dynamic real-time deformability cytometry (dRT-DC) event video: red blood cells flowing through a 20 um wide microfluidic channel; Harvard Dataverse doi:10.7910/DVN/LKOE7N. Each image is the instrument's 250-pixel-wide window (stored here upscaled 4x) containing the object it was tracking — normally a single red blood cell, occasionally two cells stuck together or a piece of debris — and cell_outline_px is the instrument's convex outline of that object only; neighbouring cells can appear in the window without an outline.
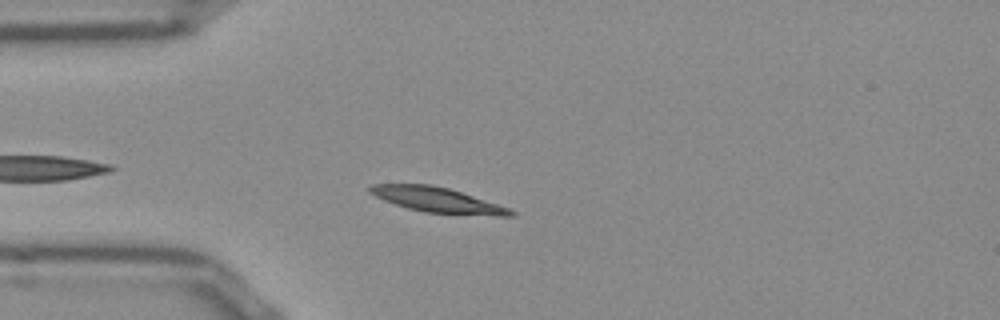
{"species": "Egyptian fruit bat (a non-hibernating species)", "species_latin": "Rousettus aegyptiacus", "temperature_condition": "room temperature", "stored_images_in_passage": 44, "camera_frame_rate_fps": 3000, "um_per_image_px": 0.085, "frame": {"image": 1, "passage_image": 5, "time_ms": 1.333, "image_size_px": [1000, 320], "cell_outline_px": [[516, 216], [496, 216], [424, 212], [408, 208], [384, 200], [368, 192], [368, 188], [372, 184], [432, 184], [448, 188], [508, 208], [516, 212]], "centroid_in_image_um": [37.16, 16.99], "position_along_channel_um": 47.8, "area_um2": 20.23}}
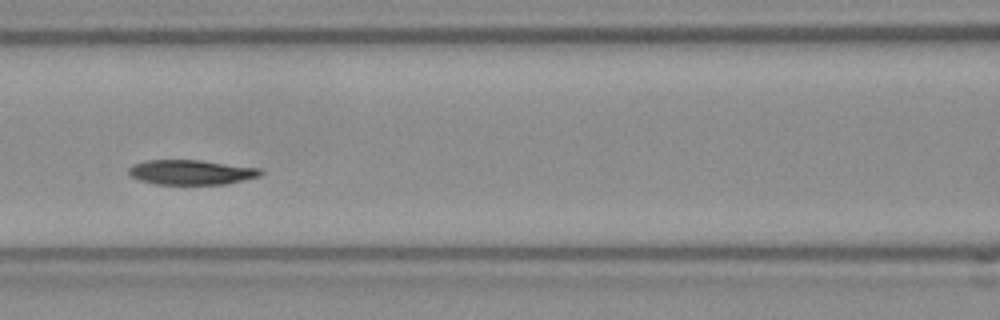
{"frame": {"image": 2, "passage_image": 14, "time_ms": 4.333, "image_size_px": [1000, 320], "cell_outline_px": [[264, 172], [260, 176], [228, 184], [156, 184], [140, 180], [128, 176], [128, 168], [132, 164], [148, 160], [200, 160], [260, 168]], "centroid_in_image_um": [16.24, 14.64], "position_along_channel_um": 150.4, "area_um2": 19.19}}
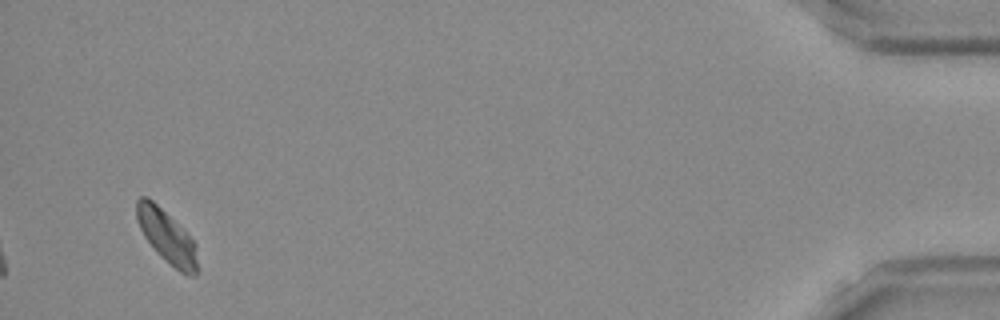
{"frame": {"image": 3, "passage_image": 42, "time_ms": 13.667, "image_size_px": [1000, 320], "cell_outline_px": [[196, 276], [188, 276], [180, 272], [160, 256], [144, 236], [136, 220], [136, 200], [140, 196], [148, 196], [196, 244]], "centroid_in_image_um": [14.13, 20.11], "position_along_channel_um": 421.1, "area_um2": 18.21}, "authors_computed_cell_mechanics": {"area_um2": 19.3052, "velocity_mm_per_s": 3.8033, "shape_relaxation_time_tau1_ms": 3.3903, "shape_relaxation_time_tau2_ms": null, "deformation_change_tau1": 0.1263, "deformation_change_tau2": null}}